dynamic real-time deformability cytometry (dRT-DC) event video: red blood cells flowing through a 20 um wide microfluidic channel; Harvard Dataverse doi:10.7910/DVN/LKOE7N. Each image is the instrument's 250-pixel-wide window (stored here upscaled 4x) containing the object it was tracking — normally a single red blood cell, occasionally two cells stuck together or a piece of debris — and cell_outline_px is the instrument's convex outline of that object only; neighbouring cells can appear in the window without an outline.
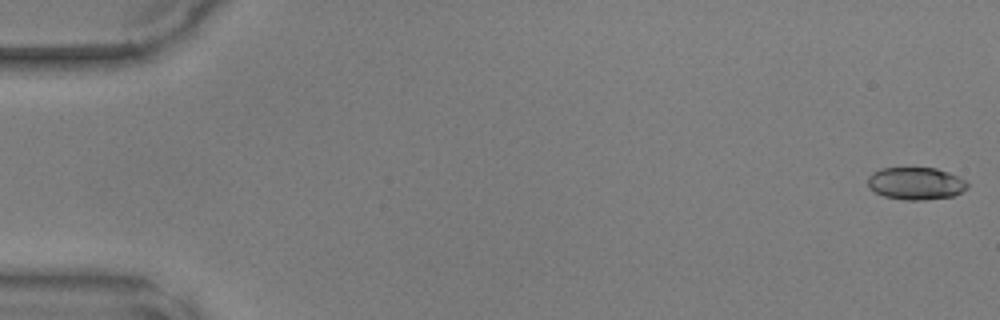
{"species": "common noctule bat (a hibernating species)", "species_latin": "Nyctalus noctula", "temperature_condition": "warm", "stored_images_in_passage": 33, "camera_frame_rate_fps": 3000, "um_per_image_px": 0.085, "animal": {"sex": "male", "body_mass_g": 17.9, "forearm_length_mm": 54.2}, "frame": {"image": 1, "passage_image": 1, "time_ms": 0.0, "image_size_px": [1000, 320], "cell_outline_px": [[968, 188], [952, 196], [924, 200], [904, 200], [884, 196], [868, 188], [868, 176], [872, 172], [880, 168], [936, 168], [948, 172], [964, 180], [968, 184]], "centroid_in_image_um": [77.81, 15.59], "position_along_channel_um": 7.2, "area_um2": 18.79}}
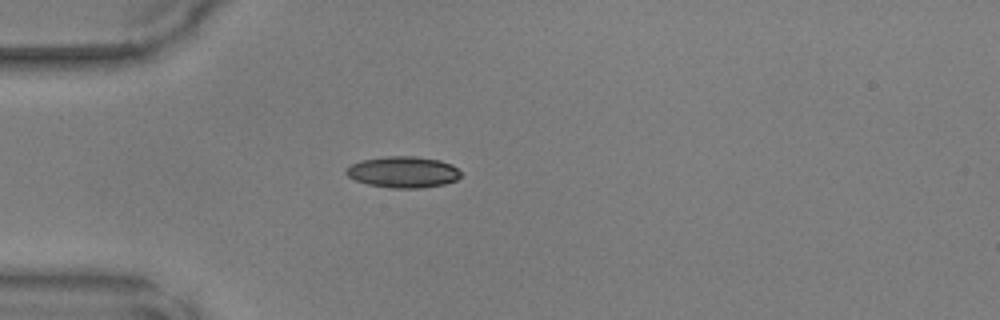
{"frame": {"image": 2, "passage_image": 14, "time_ms": 4.333, "image_size_px": [1000, 320], "cell_outline_px": [[460, 176], [456, 180], [444, 184], [420, 188], [392, 188], [368, 184], [356, 180], [348, 176], [344, 172], [352, 164], [360, 160], [384, 156], [416, 156], [440, 160], [452, 164], [460, 172]], "centroid_in_image_um": [34.26, 14.61], "position_along_channel_um": 50.7, "area_um2": 20.87}}
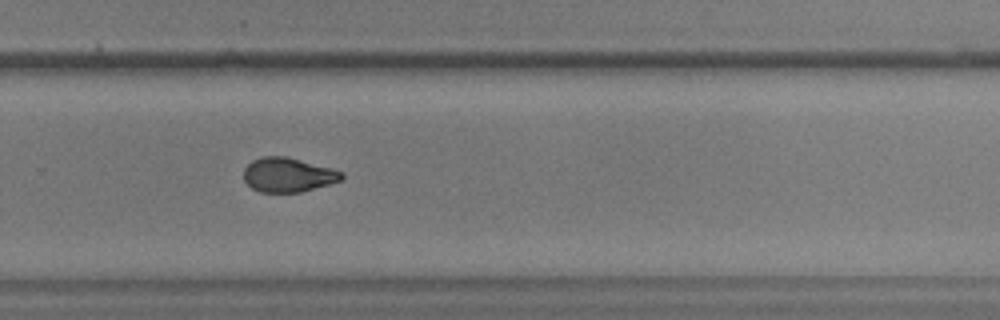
{"frame": {"image": 3, "passage_image": 33, "time_ms": 10.667, "image_size_px": [1000, 320], "cell_outline_px": [[344, 176], [340, 180], [328, 184], [300, 192], [260, 192], [252, 188], [244, 180], [244, 168], [252, 160], [264, 156], [288, 156], [332, 168], [344, 172]], "centroid_in_image_um": [24.48, 14.85], "position_along_channel_um": 305.3, "area_um2": 19.59}}